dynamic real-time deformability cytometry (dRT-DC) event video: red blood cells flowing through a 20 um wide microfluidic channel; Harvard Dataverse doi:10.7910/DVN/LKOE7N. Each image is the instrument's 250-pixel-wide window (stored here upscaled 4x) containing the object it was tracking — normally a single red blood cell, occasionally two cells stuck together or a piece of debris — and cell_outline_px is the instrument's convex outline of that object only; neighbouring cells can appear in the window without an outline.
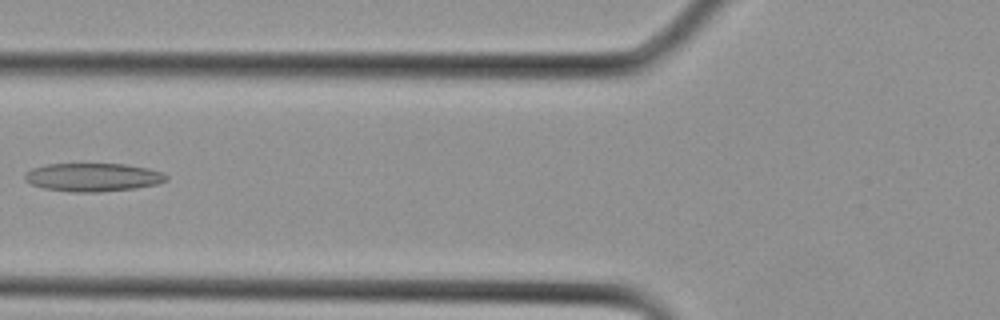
{"species": "Egyptian fruit bat (a non-hibernating species)", "species_latin": "Rousettus aegyptiacus", "temperature_condition": "cold", "stored_images_in_passage": 7, "camera_frame_rate_fps": 3000, "um_per_image_px": 0.085, "animal": {"sex": "female"}, "frame": {"image": 1, "passage_image": 6, "time_ms": 1.667, "image_size_px": [1000, 320], "cell_outline_px": [[168, 180], [156, 184], [136, 188], [96, 192], [72, 192], [44, 188], [32, 184], [24, 180], [24, 172], [32, 168], [48, 164], [124, 164], [148, 168], [164, 172], [168, 176]], "centroid_in_image_um": [7.9, 15.06], "position_along_channel_um": 117.9, "area_um2": 23.41}}